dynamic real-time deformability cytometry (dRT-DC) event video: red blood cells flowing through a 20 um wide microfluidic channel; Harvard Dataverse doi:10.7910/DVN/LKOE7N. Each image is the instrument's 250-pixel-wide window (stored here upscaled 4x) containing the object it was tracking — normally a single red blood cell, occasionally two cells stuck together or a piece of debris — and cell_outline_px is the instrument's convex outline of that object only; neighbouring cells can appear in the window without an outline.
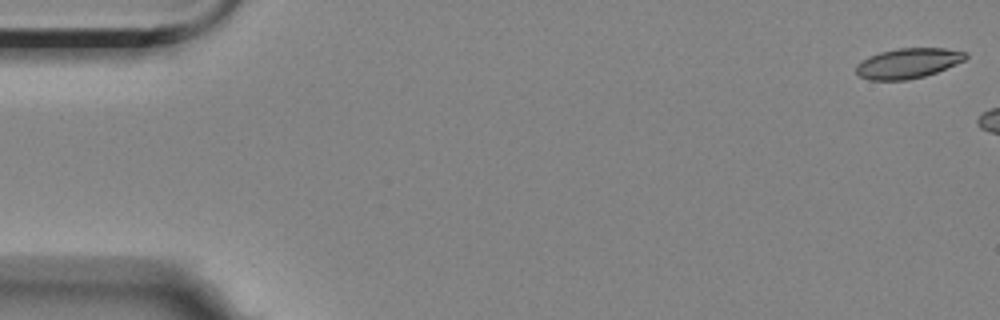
{"species": "Egyptian fruit bat (a non-hibernating species)", "species_latin": "Rousettus aegyptiacus", "temperature_condition": "room temperature", "stored_images_in_passage": 3, "camera_frame_rate_fps": 3000, "um_per_image_px": 0.085, "animal": {"sex": "female"}, "frame": {"image": 1, "passage_image": 1, "time_ms": 0.0, "image_size_px": [1000, 320], "cell_outline_px": [[968, 56], [964, 60], [956, 64], [936, 72], [924, 76], [908, 80], [868, 80], [860, 76], [856, 72], [856, 64], [868, 56], [880, 52], [896, 48], [944, 48], [968, 52]], "centroid_in_image_um": [77.17, 5.37], "position_along_channel_um": 7.8, "area_um2": 19.31}}